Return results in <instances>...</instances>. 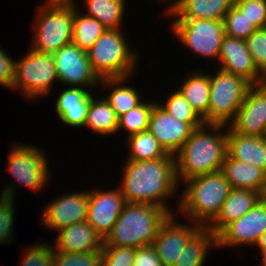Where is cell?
Here are the masks:
<instances>
[{
  "instance_id": "obj_1",
  "label": "cell",
  "mask_w": 266,
  "mask_h": 266,
  "mask_svg": "<svg viewBox=\"0 0 266 266\" xmlns=\"http://www.w3.org/2000/svg\"><path fill=\"white\" fill-rule=\"evenodd\" d=\"M122 164V177L117 186L126 202L157 205L171 215L176 214L177 210L169 205L181 187L176 179L175 156L167 154L148 161L125 160Z\"/></svg>"
},
{
  "instance_id": "obj_2",
  "label": "cell",
  "mask_w": 266,
  "mask_h": 266,
  "mask_svg": "<svg viewBox=\"0 0 266 266\" xmlns=\"http://www.w3.org/2000/svg\"><path fill=\"white\" fill-rule=\"evenodd\" d=\"M228 152V125L204 123L175 155L179 186L186 180L221 170Z\"/></svg>"
},
{
  "instance_id": "obj_3",
  "label": "cell",
  "mask_w": 266,
  "mask_h": 266,
  "mask_svg": "<svg viewBox=\"0 0 266 266\" xmlns=\"http://www.w3.org/2000/svg\"><path fill=\"white\" fill-rule=\"evenodd\" d=\"M176 199V214L202 227H207L219 214L232 187L218 171L193 177L183 182Z\"/></svg>"
},
{
  "instance_id": "obj_4",
  "label": "cell",
  "mask_w": 266,
  "mask_h": 266,
  "mask_svg": "<svg viewBox=\"0 0 266 266\" xmlns=\"http://www.w3.org/2000/svg\"><path fill=\"white\" fill-rule=\"evenodd\" d=\"M171 214L164 208L144 203L126 202L104 246L139 248L153 243L160 226Z\"/></svg>"
},
{
  "instance_id": "obj_5",
  "label": "cell",
  "mask_w": 266,
  "mask_h": 266,
  "mask_svg": "<svg viewBox=\"0 0 266 266\" xmlns=\"http://www.w3.org/2000/svg\"><path fill=\"white\" fill-rule=\"evenodd\" d=\"M124 30L106 29L87 51L91 68L100 80L137 75L140 53L132 47Z\"/></svg>"
},
{
  "instance_id": "obj_6",
  "label": "cell",
  "mask_w": 266,
  "mask_h": 266,
  "mask_svg": "<svg viewBox=\"0 0 266 266\" xmlns=\"http://www.w3.org/2000/svg\"><path fill=\"white\" fill-rule=\"evenodd\" d=\"M13 147V148H12ZM11 147L6 159V171L11 174V182L4 184L2 194L13 199H17V187L28 188L30 191L39 192L46 189L49 183L51 170L49 169V160L43 148L33 146V144L16 143ZM14 180V181H13ZM16 183V184H15Z\"/></svg>"
},
{
  "instance_id": "obj_7",
  "label": "cell",
  "mask_w": 266,
  "mask_h": 266,
  "mask_svg": "<svg viewBox=\"0 0 266 266\" xmlns=\"http://www.w3.org/2000/svg\"><path fill=\"white\" fill-rule=\"evenodd\" d=\"M30 46L38 53L53 54L62 46L72 43L74 26L73 5L40 3L35 9Z\"/></svg>"
},
{
  "instance_id": "obj_8",
  "label": "cell",
  "mask_w": 266,
  "mask_h": 266,
  "mask_svg": "<svg viewBox=\"0 0 266 266\" xmlns=\"http://www.w3.org/2000/svg\"><path fill=\"white\" fill-rule=\"evenodd\" d=\"M18 59L12 90H19L24 99L33 102L47 98V95L49 97L54 83H58L53 54L38 53L30 48L25 56Z\"/></svg>"
},
{
  "instance_id": "obj_9",
  "label": "cell",
  "mask_w": 266,
  "mask_h": 266,
  "mask_svg": "<svg viewBox=\"0 0 266 266\" xmlns=\"http://www.w3.org/2000/svg\"><path fill=\"white\" fill-rule=\"evenodd\" d=\"M173 37L185 50L201 59L218 64L220 47L225 36L224 22L207 19H171Z\"/></svg>"
},
{
  "instance_id": "obj_10",
  "label": "cell",
  "mask_w": 266,
  "mask_h": 266,
  "mask_svg": "<svg viewBox=\"0 0 266 266\" xmlns=\"http://www.w3.org/2000/svg\"><path fill=\"white\" fill-rule=\"evenodd\" d=\"M215 71L210 72L208 123L228 125L235 118L252 84L220 68Z\"/></svg>"
},
{
  "instance_id": "obj_11",
  "label": "cell",
  "mask_w": 266,
  "mask_h": 266,
  "mask_svg": "<svg viewBox=\"0 0 266 266\" xmlns=\"http://www.w3.org/2000/svg\"><path fill=\"white\" fill-rule=\"evenodd\" d=\"M59 84L66 87H82L94 91L100 88V79L93 72L87 51L74 43L62 46L53 53Z\"/></svg>"
},
{
  "instance_id": "obj_12",
  "label": "cell",
  "mask_w": 266,
  "mask_h": 266,
  "mask_svg": "<svg viewBox=\"0 0 266 266\" xmlns=\"http://www.w3.org/2000/svg\"><path fill=\"white\" fill-rule=\"evenodd\" d=\"M43 207L39 215L40 224L49 231L52 229L57 233L62 228L87 221L88 188L70 193L66 191V194L63 192Z\"/></svg>"
},
{
  "instance_id": "obj_13",
  "label": "cell",
  "mask_w": 266,
  "mask_h": 266,
  "mask_svg": "<svg viewBox=\"0 0 266 266\" xmlns=\"http://www.w3.org/2000/svg\"><path fill=\"white\" fill-rule=\"evenodd\" d=\"M266 232V198H262L238 220L226 225L217 235V249L225 247H254Z\"/></svg>"
},
{
  "instance_id": "obj_14",
  "label": "cell",
  "mask_w": 266,
  "mask_h": 266,
  "mask_svg": "<svg viewBox=\"0 0 266 266\" xmlns=\"http://www.w3.org/2000/svg\"><path fill=\"white\" fill-rule=\"evenodd\" d=\"M88 189L87 222L103 239L111 232L126 201L119 187ZM104 189V190H103Z\"/></svg>"
},
{
  "instance_id": "obj_15",
  "label": "cell",
  "mask_w": 266,
  "mask_h": 266,
  "mask_svg": "<svg viewBox=\"0 0 266 266\" xmlns=\"http://www.w3.org/2000/svg\"><path fill=\"white\" fill-rule=\"evenodd\" d=\"M204 122H181L175 120L157 102L154 104L148 131L158 140L167 154L175 156L195 128Z\"/></svg>"
},
{
  "instance_id": "obj_16",
  "label": "cell",
  "mask_w": 266,
  "mask_h": 266,
  "mask_svg": "<svg viewBox=\"0 0 266 266\" xmlns=\"http://www.w3.org/2000/svg\"><path fill=\"white\" fill-rule=\"evenodd\" d=\"M176 215H170L164 221L152 243L163 266H174L175 261H178L181 250L202 228L195 222L186 220L188 223H185L180 219L178 220Z\"/></svg>"
},
{
  "instance_id": "obj_17",
  "label": "cell",
  "mask_w": 266,
  "mask_h": 266,
  "mask_svg": "<svg viewBox=\"0 0 266 266\" xmlns=\"http://www.w3.org/2000/svg\"><path fill=\"white\" fill-rule=\"evenodd\" d=\"M228 126L238 134L266 136V83L252 85Z\"/></svg>"
},
{
  "instance_id": "obj_18",
  "label": "cell",
  "mask_w": 266,
  "mask_h": 266,
  "mask_svg": "<svg viewBox=\"0 0 266 266\" xmlns=\"http://www.w3.org/2000/svg\"><path fill=\"white\" fill-rule=\"evenodd\" d=\"M218 68L242 77L252 85L261 84L265 78L257 71L246 41L224 36L220 47Z\"/></svg>"
},
{
  "instance_id": "obj_19",
  "label": "cell",
  "mask_w": 266,
  "mask_h": 266,
  "mask_svg": "<svg viewBox=\"0 0 266 266\" xmlns=\"http://www.w3.org/2000/svg\"><path fill=\"white\" fill-rule=\"evenodd\" d=\"M94 92L82 87H66L60 91L54 106L58 120L69 128H84Z\"/></svg>"
},
{
  "instance_id": "obj_20",
  "label": "cell",
  "mask_w": 266,
  "mask_h": 266,
  "mask_svg": "<svg viewBox=\"0 0 266 266\" xmlns=\"http://www.w3.org/2000/svg\"><path fill=\"white\" fill-rule=\"evenodd\" d=\"M57 232L53 241L54 251L81 253L102 251L104 247L103 237L87 221L62 228Z\"/></svg>"
},
{
  "instance_id": "obj_21",
  "label": "cell",
  "mask_w": 266,
  "mask_h": 266,
  "mask_svg": "<svg viewBox=\"0 0 266 266\" xmlns=\"http://www.w3.org/2000/svg\"><path fill=\"white\" fill-rule=\"evenodd\" d=\"M233 5L234 0H175L163 13L172 19L223 21Z\"/></svg>"
},
{
  "instance_id": "obj_22",
  "label": "cell",
  "mask_w": 266,
  "mask_h": 266,
  "mask_svg": "<svg viewBox=\"0 0 266 266\" xmlns=\"http://www.w3.org/2000/svg\"><path fill=\"white\" fill-rule=\"evenodd\" d=\"M263 197L255 190L232 188L219 214L206 228L217 235L226 225L245 215Z\"/></svg>"
},
{
  "instance_id": "obj_23",
  "label": "cell",
  "mask_w": 266,
  "mask_h": 266,
  "mask_svg": "<svg viewBox=\"0 0 266 266\" xmlns=\"http://www.w3.org/2000/svg\"><path fill=\"white\" fill-rule=\"evenodd\" d=\"M227 155L232 159L254 165L266 172V136L238 134L228 126Z\"/></svg>"
},
{
  "instance_id": "obj_24",
  "label": "cell",
  "mask_w": 266,
  "mask_h": 266,
  "mask_svg": "<svg viewBox=\"0 0 266 266\" xmlns=\"http://www.w3.org/2000/svg\"><path fill=\"white\" fill-rule=\"evenodd\" d=\"M220 172L234 189H250L260 192L266 191V172L261 168L230 158L224 160Z\"/></svg>"
},
{
  "instance_id": "obj_25",
  "label": "cell",
  "mask_w": 266,
  "mask_h": 266,
  "mask_svg": "<svg viewBox=\"0 0 266 266\" xmlns=\"http://www.w3.org/2000/svg\"><path fill=\"white\" fill-rule=\"evenodd\" d=\"M187 74V75H186ZM177 89L190 103L196 113L203 119L204 123H208V105L210 99V72L201 71L199 68L192 69Z\"/></svg>"
},
{
  "instance_id": "obj_26",
  "label": "cell",
  "mask_w": 266,
  "mask_h": 266,
  "mask_svg": "<svg viewBox=\"0 0 266 266\" xmlns=\"http://www.w3.org/2000/svg\"><path fill=\"white\" fill-rule=\"evenodd\" d=\"M131 77L134 78L135 75L123 78H105L100 80L99 85L103 87L101 89H107L108 94H104L103 96L118 117L127 113L132 108H135L143 101L142 99L144 96L140 92V88L136 86L134 87V84L130 83L129 80H132Z\"/></svg>"
},
{
  "instance_id": "obj_27",
  "label": "cell",
  "mask_w": 266,
  "mask_h": 266,
  "mask_svg": "<svg viewBox=\"0 0 266 266\" xmlns=\"http://www.w3.org/2000/svg\"><path fill=\"white\" fill-rule=\"evenodd\" d=\"M76 8L83 14L97 19L107 30L123 29L127 0H79ZM83 4V5H82ZM83 6V7H81Z\"/></svg>"
},
{
  "instance_id": "obj_28",
  "label": "cell",
  "mask_w": 266,
  "mask_h": 266,
  "mask_svg": "<svg viewBox=\"0 0 266 266\" xmlns=\"http://www.w3.org/2000/svg\"><path fill=\"white\" fill-rule=\"evenodd\" d=\"M95 94L96 92L91 97L84 127L102 138L113 136L117 134L118 116L102 94L99 96Z\"/></svg>"
},
{
  "instance_id": "obj_29",
  "label": "cell",
  "mask_w": 266,
  "mask_h": 266,
  "mask_svg": "<svg viewBox=\"0 0 266 266\" xmlns=\"http://www.w3.org/2000/svg\"><path fill=\"white\" fill-rule=\"evenodd\" d=\"M217 248V237L202 227L181 250L174 266H204L211 249Z\"/></svg>"
},
{
  "instance_id": "obj_30",
  "label": "cell",
  "mask_w": 266,
  "mask_h": 266,
  "mask_svg": "<svg viewBox=\"0 0 266 266\" xmlns=\"http://www.w3.org/2000/svg\"><path fill=\"white\" fill-rule=\"evenodd\" d=\"M106 28L94 17L87 16L74 6V26L72 43L88 51Z\"/></svg>"
},
{
  "instance_id": "obj_31",
  "label": "cell",
  "mask_w": 266,
  "mask_h": 266,
  "mask_svg": "<svg viewBox=\"0 0 266 266\" xmlns=\"http://www.w3.org/2000/svg\"><path fill=\"white\" fill-rule=\"evenodd\" d=\"M128 148L126 160H155L165 157L167 153L158 140L147 130L127 137ZM129 153V154H128Z\"/></svg>"
},
{
  "instance_id": "obj_32",
  "label": "cell",
  "mask_w": 266,
  "mask_h": 266,
  "mask_svg": "<svg viewBox=\"0 0 266 266\" xmlns=\"http://www.w3.org/2000/svg\"><path fill=\"white\" fill-rule=\"evenodd\" d=\"M154 100L143 99L138 106L119 116L117 134L123 130L126 132L125 137H128L147 131L153 106L157 102Z\"/></svg>"
},
{
  "instance_id": "obj_33",
  "label": "cell",
  "mask_w": 266,
  "mask_h": 266,
  "mask_svg": "<svg viewBox=\"0 0 266 266\" xmlns=\"http://www.w3.org/2000/svg\"><path fill=\"white\" fill-rule=\"evenodd\" d=\"M164 99V101L159 100L157 103L175 120L177 119L181 122H204L177 88L171 93L169 92Z\"/></svg>"
},
{
  "instance_id": "obj_34",
  "label": "cell",
  "mask_w": 266,
  "mask_h": 266,
  "mask_svg": "<svg viewBox=\"0 0 266 266\" xmlns=\"http://www.w3.org/2000/svg\"><path fill=\"white\" fill-rule=\"evenodd\" d=\"M225 35L246 40L257 28L234 4L223 20Z\"/></svg>"
},
{
  "instance_id": "obj_35",
  "label": "cell",
  "mask_w": 266,
  "mask_h": 266,
  "mask_svg": "<svg viewBox=\"0 0 266 266\" xmlns=\"http://www.w3.org/2000/svg\"><path fill=\"white\" fill-rule=\"evenodd\" d=\"M51 244V245H50ZM20 266H54L53 242H35L22 251Z\"/></svg>"
},
{
  "instance_id": "obj_36",
  "label": "cell",
  "mask_w": 266,
  "mask_h": 266,
  "mask_svg": "<svg viewBox=\"0 0 266 266\" xmlns=\"http://www.w3.org/2000/svg\"><path fill=\"white\" fill-rule=\"evenodd\" d=\"M245 41L257 71L266 78V27L257 28Z\"/></svg>"
},
{
  "instance_id": "obj_37",
  "label": "cell",
  "mask_w": 266,
  "mask_h": 266,
  "mask_svg": "<svg viewBox=\"0 0 266 266\" xmlns=\"http://www.w3.org/2000/svg\"><path fill=\"white\" fill-rule=\"evenodd\" d=\"M16 199L2 196L0 198V246L12 244L15 233L13 231L15 221Z\"/></svg>"
},
{
  "instance_id": "obj_38",
  "label": "cell",
  "mask_w": 266,
  "mask_h": 266,
  "mask_svg": "<svg viewBox=\"0 0 266 266\" xmlns=\"http://www.w3.org/2000/svg\"><path fill=\"white\" fill-rule=\"evenodd\" d=\"M54 266H101V251L67 253L54 251Z\"/></svg>"
},
{
  "instance_id": "obj_39",
  "label": "cell",
  "mask_w": 266,
  "mask_h": 266,
  "mask_svg": "<svg viewBox=\"0 0 266 266\" xmlns=\"http://www.w3.org/2000/svg\"><path fill=\"white\" fill-rule=\"evenodd\" d=\"M136 249L124 246H104L101 266H133Z\"/></svg>"
},
{
  "instance_id": "obj_40",
  "label": "cell",
  "mask_w": 266,
  "mask_h": 266,
  "mask_svg": "<svg viewBox=\"0 0 266 266\" xmlns=\"http://www.w3.org/2000/svg\"><path fill=\"white\" fill-rule=\"evenodd\" d=\"M234 4L256 28L266 27V0H234Z\"/></svg>"
},
{
  "instance_id": "obj_41",
  "label": "cell",
  "mask_w": 266,
  "mask_h": 266,
  "mask_svg": "<svg viewBox=\"0 0 266 266\" xmlns=\"http://www.w3.org/2000/svg\"><path fill=\"white\" fill-rule=\"evenodd\" d=\"M16 59L2 49L0 45V85L12 90Z\"/></svg>"
},
{
  "instance_id": "obj_42",
  "label": "cell",
  "mask_w": 266,
  "mask_h": 266,
  "mask_svg": "<svg viewBox=\"0 0 266 266\" xmlns=\"http://www.w3.org/2000/svg\"><path fill=\"white\" fill-rule=\"evenodd\" d=\"M133 266H163L152 244L136 248Z\"/></svg>"
},
{
  "instance_id": "obj_43",
  "label": "cell",
  "mask_w": 266,
  "mask_h": 266,
  "mask_svg": "<svg viewBox=\"0 0 266 266\" xmlns=\"http://www.w3.org/2000/svg\"><path fill=\"white\" fill-rule=\"evenodd\" d=\"M45 2L53 5H80V3L77 0H46Z\"/></svg>"
},
{
  "instance_id": "obj_44",
  "label": "cell",
  "mask_w": 266,
  "mask_h": 266,
  "mask_svg": "<svg viewBox=\"0 0 266 266\" xmlns=\"http://www.w3.org/2000/svg\"><path fill=\"white\" fill-rule=\"evenodd\" d=\"M256 247L259 248V254L266 253V232L258 239L254 248Z\"/></svg>"
},
{
  "instance_id": "obj_45",
  "label": "cell",
  "mask_w": 266,
  "mask_h": 266,
  "mask_svg": "<svg viewBox=\"0 0 266 266\" xmlns=\"http://www.w3.org/2000/svg\"><path fill=\"white\" fill-rule=\"evenodd\" d=\"M261 257H262V262L259 266H266V253L264 254H261Z\"/></svg>"
},
{
  "instance_id": "obj_46",
  "label": "cell",
  "mask_w": 266,
  "mask_h": 266,
  "mask_svg": "<svg viewBox=\"0 0 266 266\" xmlns=\"http://www.w3.org/2000/svg\"><path fill=\"white\" fill-rule=\"evenodd\" d=\"M158 2H159V4L161 3V5H162V3H167L168 4V6H167V8L169 7V4L171 5V2L173 3L175 0H157ZM169 2V3H168Z\"/></svg>"
}]
</instances>
